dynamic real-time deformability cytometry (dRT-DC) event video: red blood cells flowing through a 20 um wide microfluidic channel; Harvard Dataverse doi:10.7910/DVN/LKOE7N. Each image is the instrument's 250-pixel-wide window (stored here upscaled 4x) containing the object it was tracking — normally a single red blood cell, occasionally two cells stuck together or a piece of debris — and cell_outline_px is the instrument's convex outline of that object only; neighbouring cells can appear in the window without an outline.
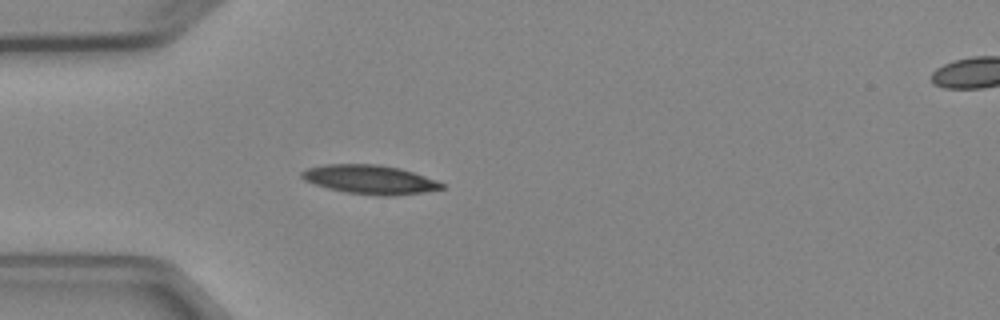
{"species": "Egyptian fruit bat (a non-hibernating species)", "species_latin": "Rousettus aegyptiacus", "temperature_condition": "cold", "stored_images_in_passage": 2, "segment_of_instrument_passage": [1, 2], "camera_frame_rate_fps": 3000, "um_per_image_px": 0.085, "animal": {"sex": "female"}, "frame": {"image": 1, "passage_image": 1, "time_ms": 0.0, "image_size_px": [1000, 320], "cell_outline_px": [[444, 188], [424, 192], [392, 196], [380, 196], [344, 192], [328, 188], [304, 180], [300, 176], [300, 172], [308, 168], [324, 164], [376, 164], [400, 168], [436, 180], [444, 184]], "centroid_in_image_um": [31.43, 15.26], "position_along_channel_um": 53.6, "area_um2": 23.58}}